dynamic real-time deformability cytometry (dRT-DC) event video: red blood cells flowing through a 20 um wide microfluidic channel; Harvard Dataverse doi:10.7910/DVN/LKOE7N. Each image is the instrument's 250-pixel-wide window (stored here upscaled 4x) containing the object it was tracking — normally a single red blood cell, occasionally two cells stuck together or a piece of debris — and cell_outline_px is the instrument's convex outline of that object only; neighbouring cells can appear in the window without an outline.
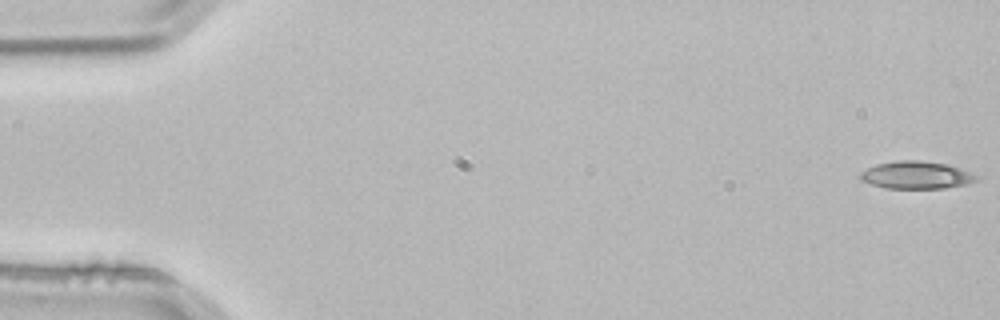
{"species": "common noctule bat (a hibernating species)", "species_latin": "Nyctalus noctula", "temperature_condition": "room temperature", "stored_images_in_passage": 4, "camera_frame_rate_fps": 3000, "um_per_image_px": 0.085, "animal": {"sex": "male", "body_mass_g": 21.5, "forearm_length_mm": 52.0}, "frame": {"image": 1, "passage_image": 1, "time_ms": 0.0, "image_size_px": [1000, 320], "cell_outline_px": [[980, 176], [976, 180], [968, 184], [944, 188], [884, 188], [860, 180], [860, 172], [876, 164], [896, 160], [920, 160], [948, 164]], "centroid_in_image_um": [77.88, 14.87], "position_along_channel_um": 7.1, "area_um2": 18.67}}